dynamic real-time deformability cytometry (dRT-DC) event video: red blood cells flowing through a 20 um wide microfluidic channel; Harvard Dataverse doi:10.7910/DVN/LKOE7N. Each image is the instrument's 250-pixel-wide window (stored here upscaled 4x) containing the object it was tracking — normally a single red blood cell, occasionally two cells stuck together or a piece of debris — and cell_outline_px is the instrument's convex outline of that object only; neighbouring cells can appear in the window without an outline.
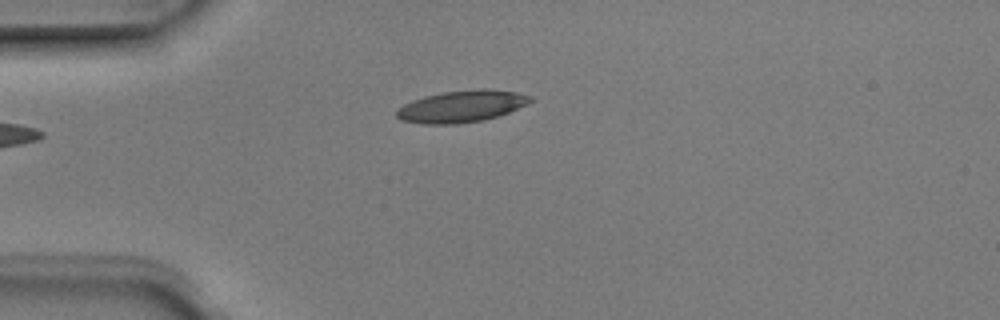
{"species": "Egyptian fruit bat (a non-hibernating species)", "species_latin": "Rousettus aegyptiacus", "temperature_condition": "room temperature", "stored_images_in_passage": 4, "camera_frame_rate_fps": 3000, "um_per_image_px": 0.085, "animal": {"sex": "male"}, "frame": {"image": 1, "passage_image": 4, "time_ms": 1.0, "image_size_px": [1000, 320], "cell_outline_px": [[532, 100], [528, 104], [508, 112], [496, 116], [480, 120], [456, 124], [424, 124], [400, 120], [396, 116], [396, 108], [412, 100], [424, 96], [444, 92], [480, 88], [484, 88], [516, 92], [532, 96]], "centroid_in_image_um": [39.2, 9.03], "position_along_channel_um": 45.8, "area_um2": 24.74}}